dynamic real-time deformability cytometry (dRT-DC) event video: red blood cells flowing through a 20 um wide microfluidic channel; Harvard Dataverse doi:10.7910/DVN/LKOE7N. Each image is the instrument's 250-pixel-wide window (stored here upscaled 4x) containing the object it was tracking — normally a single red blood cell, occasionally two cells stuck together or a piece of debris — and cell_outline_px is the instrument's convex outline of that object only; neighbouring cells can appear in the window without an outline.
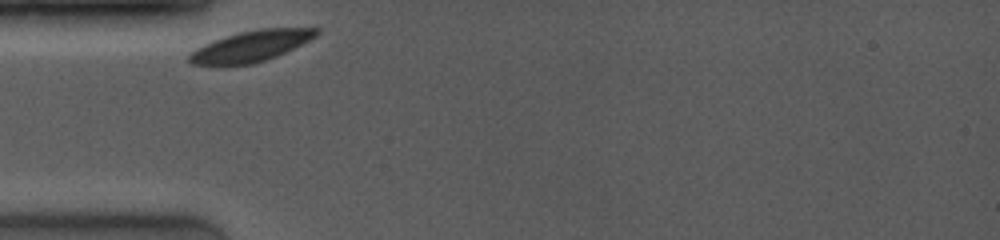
{"species": "common noctule bat (a hibernating species)", "species_latin": "Nyctalus noctula", "temperature_condition": "room temperature", "stored_images_in_passage": 27, "camera_frame_rate_fps": 4000, "um_per_image_px": 0.085, "animal": {"sex": "female", "body_mass_g": 19.0, "forearm_length_mm": 53.3}, "frame": {"image": 1, "passage_image": 1, "time_ms": 0.0, "image_size_px": [1000, 240], "cell_outline_px": [[320, 32], [316, 36], [276, 56], [252, 64], [220, 68], [192, 64], [188, 60], [188, 56], [196, 48], [204, 44], [240, 32], [260, 28], [320, 28]], "centroid_in_image_um": [21.26, 3.97], "position_along_channel_um": 63.7, "area_um2": 23.06}}
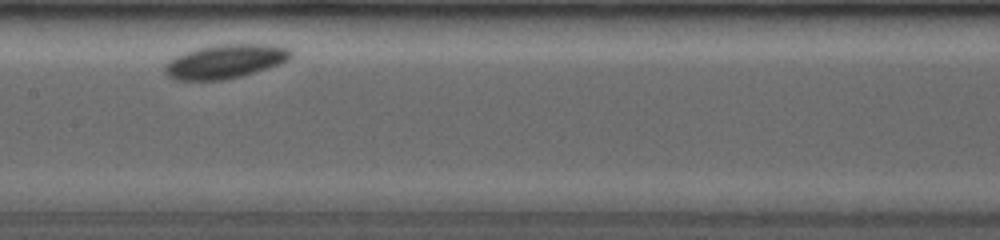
{"frame": {"image": 2, "passage_image": 11, "time_ms": 3.5, "image_size_px": [1000, 240], "cell_outline_px": [[292, 56], [288, 60], [280, 64], [240, 76], [224, 80], [176, 80], [168, 76], [164, 72], [164, 64], [168, 60], [184, 52], [200, 48], [224, 44], [268, 44], [292, 48]], "centroid_in_image_um": [19.15, 5.22], "position_along_channel_um": 188.2, "area_um2": 24.91}}
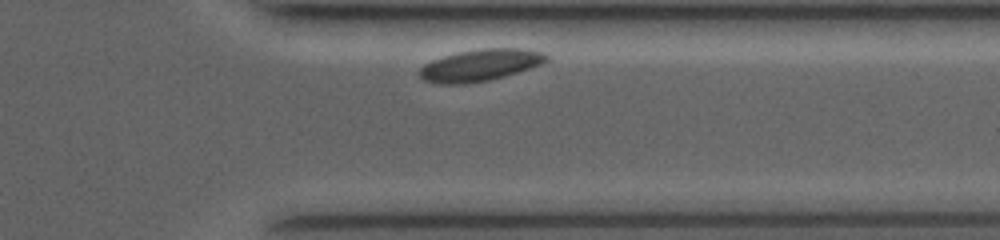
{"frame": {"image": 3, "passage_image": 25, "time_ms": 8.5, "image_size_px": [1000, 240], "cell_outline_px": [[548, 60], [540, 64], [504, 76], [488, 80], [468, 84], [440, 84], [424, 80], [420, 76], [420, 68], [424, 64], [432, 60], [444, 56], [460, 52], [480, 48], [524, 48], [544, 52], [548, 56]], "centroid_in_image_um": [40.81, 5.53], "position_along_channel_um": 370.6, "area_um2": 23.35}}